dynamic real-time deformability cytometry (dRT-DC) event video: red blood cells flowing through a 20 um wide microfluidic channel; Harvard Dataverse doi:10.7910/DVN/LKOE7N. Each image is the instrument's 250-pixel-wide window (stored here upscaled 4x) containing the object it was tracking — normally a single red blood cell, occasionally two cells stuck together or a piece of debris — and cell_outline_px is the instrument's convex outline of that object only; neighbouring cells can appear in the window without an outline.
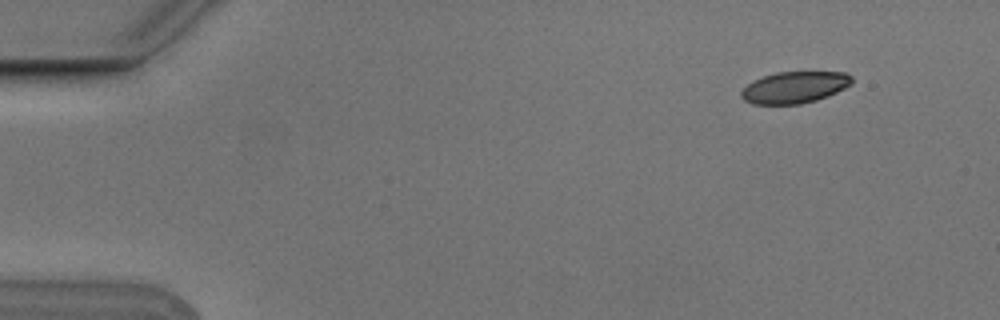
{"species": "Egyptian fruit bat (a non-hibernating species)", "species_latin": "Rousettus aegyptiacus", "temperature_condition": "cold", "stored_images_in_passage": 6, "camera_frame_rate_fps": 3000, "um_per_image_px": 0.085, "animal": {"sex": "male"}, "frame": {"image": 1, "passage_image": 2, "time_ms": 0.333, "image_size_px": [1000, 320], "cell_outline_px": [[852, 84], [828, 96], [816, 100], [800, 104], [752, 104], [744, 100], [740, 96], [740, 92], [748, 84], [764, 76], [776, 72], [848, 72], [852, 76]], "centroid_in_image_um": [67.56, 7.42], "position_along_channel_um": 17.4, "area_um2": 20.35}}
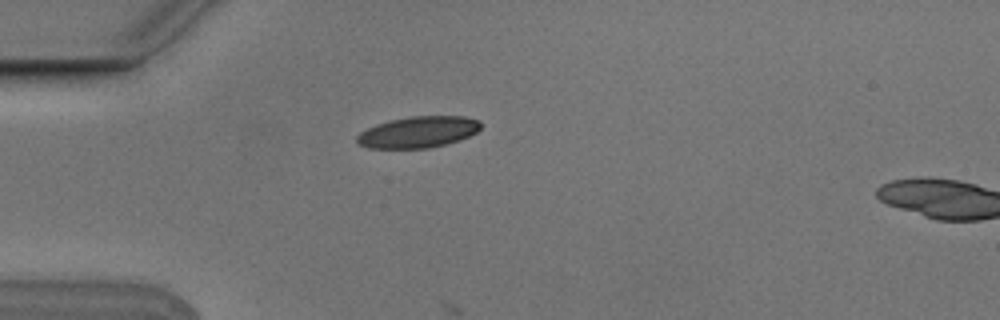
{"frame": {"image": 2, "passage_image": 4, "time_ms": 1.0, "image_size_px": [1000, 320], "cell_outline_px": [[480, 128], [476, 132], [460, 140], [428, 148], [368, 148], [360, 144], [356, 140], [356, 136], [360, 132], [376, 124], [388, 120], [412, 116], [464, 116], [480, 120]], "centroid_in_image_um": [35.54, 11.22], "position_along_channel_um": 49.5, "area_um2": 22.54}}